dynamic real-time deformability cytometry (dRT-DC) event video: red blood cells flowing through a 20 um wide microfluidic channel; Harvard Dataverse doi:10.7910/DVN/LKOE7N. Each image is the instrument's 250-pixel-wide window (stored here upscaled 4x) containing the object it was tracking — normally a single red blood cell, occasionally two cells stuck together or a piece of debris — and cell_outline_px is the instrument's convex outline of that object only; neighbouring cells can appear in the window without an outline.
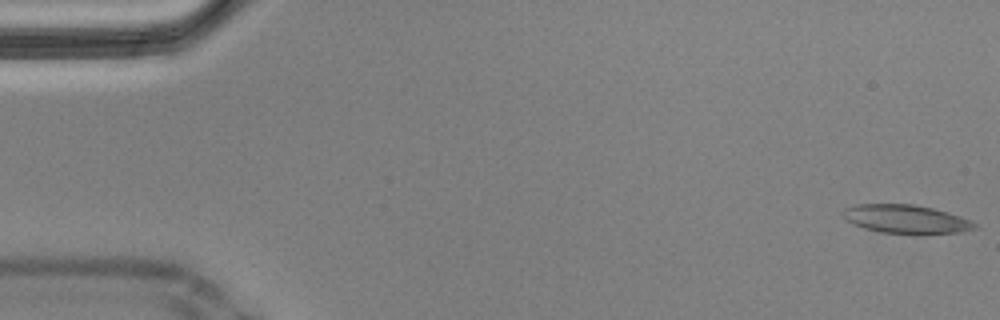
{"species": "Egyptian fruit bat (a non-hibernating species)", "species_latin": "Rousettus aegyptiacus", "temperature_condition": "cold", "stored_images_in_passage": 57, "camera_frame_rate_fps": 3000, "um_per_image_px": 0.085, "animal": {"sex": "male"}, "frame": {"image": 1, "passage_image": 1, "time_ms": 0.0, "image_size_px": [1000, 320], "cell_outline_px": [[980, 228], [960, 232], [880, 232], [864, 228], [852, 224], [844, 216], [844, 208], [856, 204], [912, 204], [932, 208], [948, 212], [960, 216], [976, 224]], "centroid_in_image_um": [77.0, 18.59], "position_along_channel_um": 8.0, "area_um2": 21.27}}
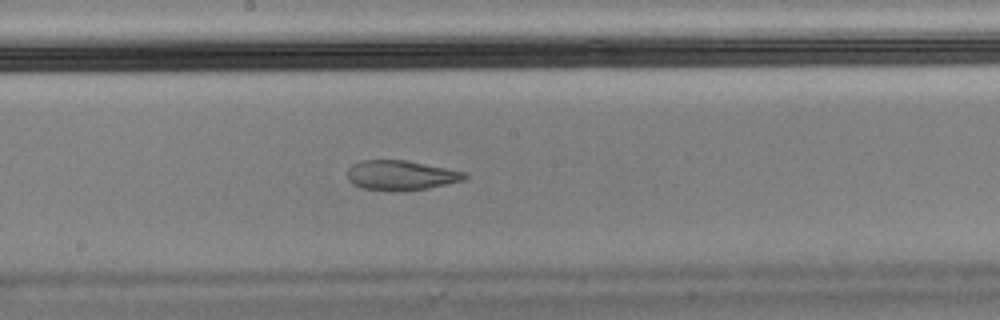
{"frame": {"image": 2, "passage_image": 30, "time_ms": 9.667, "image_size_px": [1000, 320], "cell_outline_px": [[468, 176], [464, 180], [428, 188], [364, 188], [352, 184], [348, 180], [348, 168], [352, 164], [360, 160], [408, 160], [468, 172]], "centroid_in_image_um": [34.11, 14.84], "position_along_channel_um": 214.1, "area_um2": 19.71}}
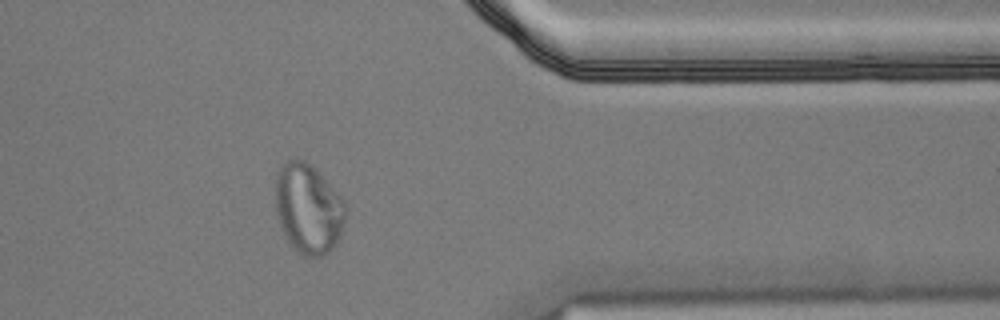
{"frame": {"image": 3, "passage_image": 46, "time_ms": 15.0, "image_size_px": [1000, 320], "cell_outline_px": [[344, 220], [340, 232], [332, 248], [328, 252], [320, 256], [304, 256], [288, 244], [276, 216], [276, 172], [280, 164], [288, 160], [304, 160], [344, 200]], "centroid_in_image_um": [26.14, 17.75], "position_along_channel_um": 385.3, "area_um2": 36.01}, "authors_computed_cell_mechanics": {"area_um2": 22.253, "velocity_mm_per_s": 3.488, "shape_relaxation_time_tau1_ms": null, "shape_relaxation_time_tau2_ms": 1.9608, "deformation_change_tau1": null, "deformation_change_tau2": 0.0771}}